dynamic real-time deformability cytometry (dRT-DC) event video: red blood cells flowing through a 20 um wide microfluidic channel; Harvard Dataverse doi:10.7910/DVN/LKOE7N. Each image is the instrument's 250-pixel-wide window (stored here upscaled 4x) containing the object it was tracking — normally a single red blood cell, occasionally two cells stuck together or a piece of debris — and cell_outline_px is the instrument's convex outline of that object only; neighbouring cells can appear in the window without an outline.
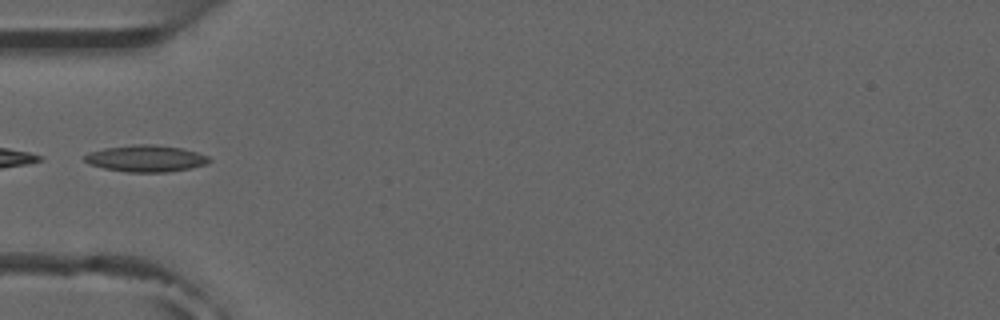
{"species": "common noctule bat (a hibernating species)", "species_latin": "Nyctalus noctula", "temperature_condition": "room temperature", "stored_images_in_passage": 1, "camera_frame_rate_fps": 3000, "um_per_image_px": 0.085, "animal": {"sex": "male", "forearm_length_mm": 52.5}, "frame": {"image": 1, "passage_image": 1, "time_ms": 0.0, "image_size_px": [1000, 320], "cell_outline_px": [[212, 160], [204, 164], [192, 168], [168, 172], [128, 172], [104, 168], [88, 164], [84, 160], [84, 156], [88, 152], [104, 148], [132, 144], [152, 144], [180, 148], [196, 152], [208, 156]], "centroid_in_image_um": [12.37, 13.47], "position_along_channel_um": 72.6, "area_um2": 19.36}}